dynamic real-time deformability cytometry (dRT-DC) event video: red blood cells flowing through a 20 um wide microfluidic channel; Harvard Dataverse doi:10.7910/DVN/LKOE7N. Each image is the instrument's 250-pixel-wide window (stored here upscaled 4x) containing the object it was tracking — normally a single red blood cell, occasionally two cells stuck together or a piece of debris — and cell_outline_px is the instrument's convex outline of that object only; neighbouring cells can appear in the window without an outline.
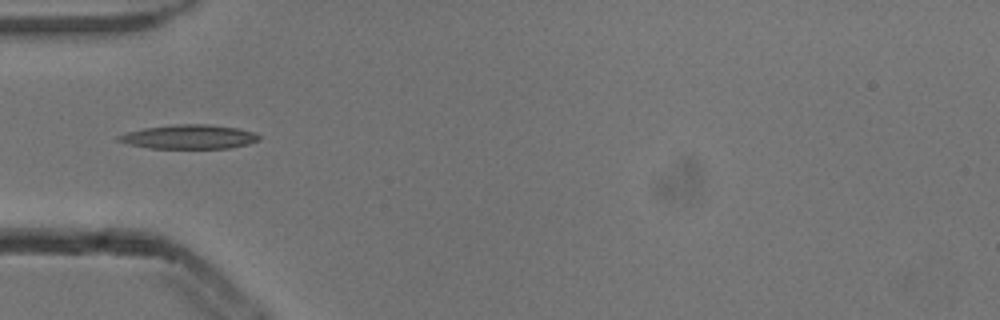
{"species": "common noctule bat (a hibernating species)", "species_latin": "Nyctalus noctula", "temperature_condition": "cold", "stored_images_in_passage": 5, "camera_frame_rate_fps": 3000, "um_per_image_px": 0.085, "animal": {"sex": "male", "body_mass_g": 13.3}, "frame": {"image": 1, "passage_image": 5, "time_ms": 1.333, "image_size_px": [1000, 320], "cell_outline_px": [[260, 140], [248, 144], [228, 148], [148, 148], [128, 144], [116, 140], [116, 136], [128, 132], [144, 128], [176, 124], [208, 124], [236, 128], [256, 132], [260, 136]], "centroid_in_image_um": [16.08, 11.63], "position_along_channel_um": 68.9, "area_um2": 19.77}}